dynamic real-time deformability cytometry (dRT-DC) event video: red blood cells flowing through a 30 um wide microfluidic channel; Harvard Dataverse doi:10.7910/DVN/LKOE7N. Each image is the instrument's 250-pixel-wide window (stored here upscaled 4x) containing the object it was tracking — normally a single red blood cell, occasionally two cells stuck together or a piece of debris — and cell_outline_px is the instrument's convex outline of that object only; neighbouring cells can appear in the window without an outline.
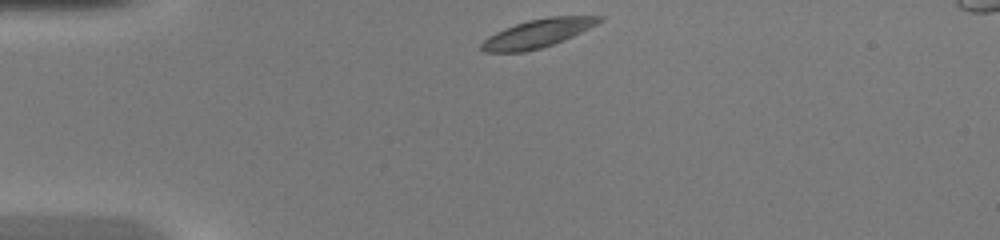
{"species": "common noctule bat (a hibernating species)", "species_latin": "Nyctalus noctula", "temperature_condition": "warm", "stored_images_in_passage": 30, "camera_frame_rate_fps": 3000, "um_per_image_px": 0.085, "animal": {"sex": "female", "body_mass_g": 20.0, "forearm_length_mm": 54.0}, "frame": {"image": 1, "passage_image": 1, "time_ms": 0.0, "image_size_px": [1000, 240], "cell_outline_px": [[604, 20], [564, 40], [540, 48], [524, 52], [484, 52], [480, 48], [480, 44], [488, 36], [504, 28], [528, 20], [548, 16], [604, 16]], "centroid_in_image_um": [45.68, 2.83], "position_along_channel_um": 39.3, "area_um2": 19.31}}
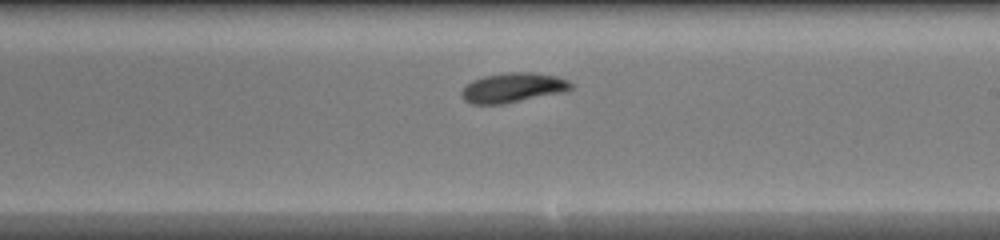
{"frame": {"image": 2, "passage_image": 18, "time_ms": 5.667, "image_size_px": [1000, 240], "cell_outline_px": [[572, 88], [568, 92], [500, 104], [472, 104], [464, 100], [460, 96], [460, 92], [472, 80], [484, 76], [508, 72], [532, 72], [556, 76], [568, 80], [572, 84]], "centroid_in_image_um": [43.62, 7.45], "position_along_channel_um": 245.4, "area_um2": 19.02}}
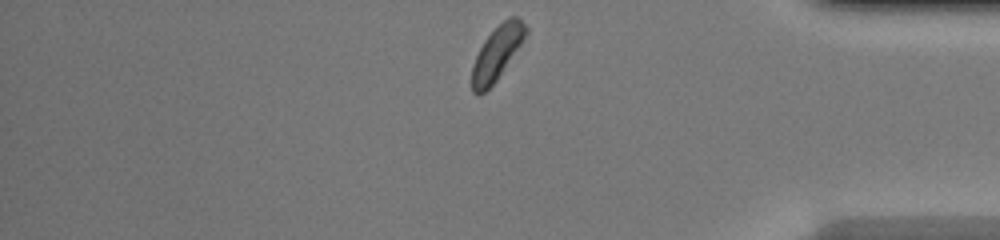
{"frame": {"image": 3, "passage_image": 30, "time_ms": 9.667, "image_size_px": [1000, 240], "cell_outline_px": [[528, 32], [496, 80], [484, 92], [476, 96], [472, 92], [472, 64], [484, 40], [508, 16], [516, 16], [528, 28]], "centroid_in_image_um": [42.22, 4.51], "position_along_channel_um": 393.0, "area_um2": 16.36}, "authors_computed_cell_mechanics": {"area_um2": 18.9584, "velocity_mm_per_s": 4.2595, "shape_relaxation_time_tau1_ms": 3.7593, "shape_relaxation_time_tau2_ms": 2.841, "deformation_change_tau1": 0.1364, "deformation_change_tau2": 0.0757}}